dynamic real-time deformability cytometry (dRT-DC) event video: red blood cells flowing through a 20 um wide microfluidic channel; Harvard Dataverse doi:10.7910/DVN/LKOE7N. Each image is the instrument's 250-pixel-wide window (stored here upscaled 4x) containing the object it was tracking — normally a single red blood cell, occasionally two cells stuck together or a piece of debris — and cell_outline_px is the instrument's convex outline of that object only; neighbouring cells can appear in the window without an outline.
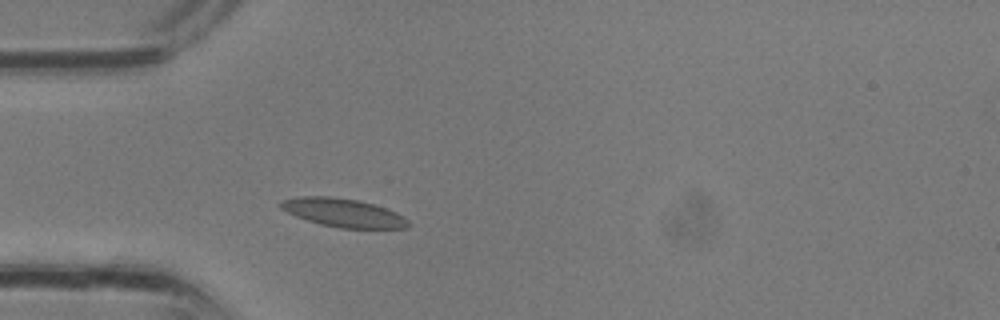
{"species": "common noctule bat (a hibernating species)", "species_latin": "Nyctalus noctula", "temperature_condition": "room temperature", "stored_images_in_passage": 2, "camera_frame_rate_fps": 3000, "um_per_image_px": 0.085, "animal": {"sex": "male", "body_mass_g": 13.3}, "frame": {"image": 1, "passage_image": 2, "time_ms": 0.333, "image_size_px": [1000, 320], "cell_outline_px": [[412, 224], [408, 228], [340, 228], [320, 224], [296, 216], [280, 208], [276, 204], [280, 200], [300, 196], [332, 196], [356, 200], [372, 204], [396, 212], [404, 216]], "centroid_in_image_um": [29.16, 18.08], "position_along_channel_um": 55.8, "area_um2": 21.21}}